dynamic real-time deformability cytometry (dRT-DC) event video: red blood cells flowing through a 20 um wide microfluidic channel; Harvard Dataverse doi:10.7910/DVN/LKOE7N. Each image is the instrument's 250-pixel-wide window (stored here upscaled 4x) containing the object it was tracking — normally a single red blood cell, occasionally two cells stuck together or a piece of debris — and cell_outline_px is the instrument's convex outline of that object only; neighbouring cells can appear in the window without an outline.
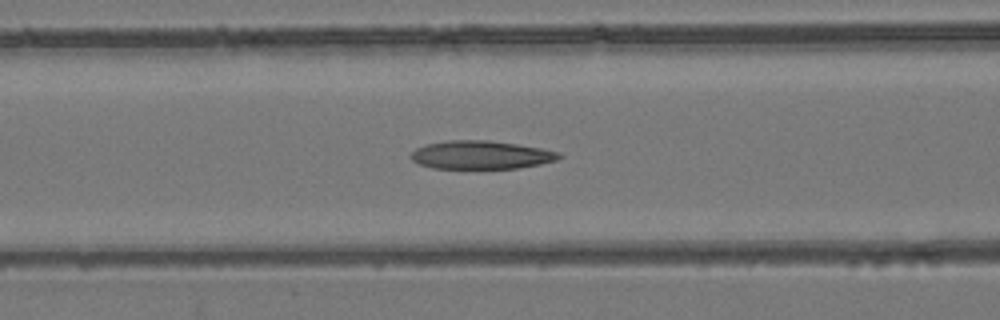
{"species": "common noctule bat (a hibernating species)", "species_latin": "Nyctalus noctula", "temperature_condition": "room temperature", "stored_images_in_passage": 55, "camera_frame_rate_fps": 3000, "um_per_image_px": 0.085, "animal": {"sex": "female", "body_mass_g": 24.6, "forearm_length_mm": 56.2}, "frame": {"image": 1, "passage_image": 23, "time_ms": 7.333, "image_size_px": [1000, 320], "cell_outline_px": [[564, 156], [556, 160], [540, 164], [516, 168], [432, 168], [420, 164], [412, 160], [408, 156], [416, 148], [428, 144], [448, 140], [488, 140], [516, 144], [540, 148], [560, 152]], "centroid_in_image_um": [40.88, 13.16], "position_along_channel_um": 125.7, "area_um2": 24.33}}
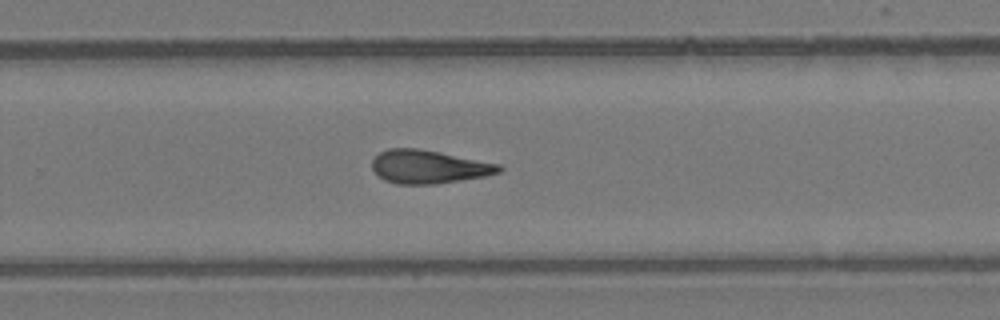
{"frame": {"image": 2, "passage_image": 36, "time_ms": 11.667, "image_size_px": [1000, 320], "cell_outline_px": [[504, 168], [500, 172], [484, 176], [436, 184], [396, 184], [384, 180], [372, 168], [372, 160], [380, 152], [388, 148], [416, 148], [500, 164]], "centroid_in_image_um": [36.42, 14.18], "position_along_channel_um": 293.4, "area_um2": 24.39}}
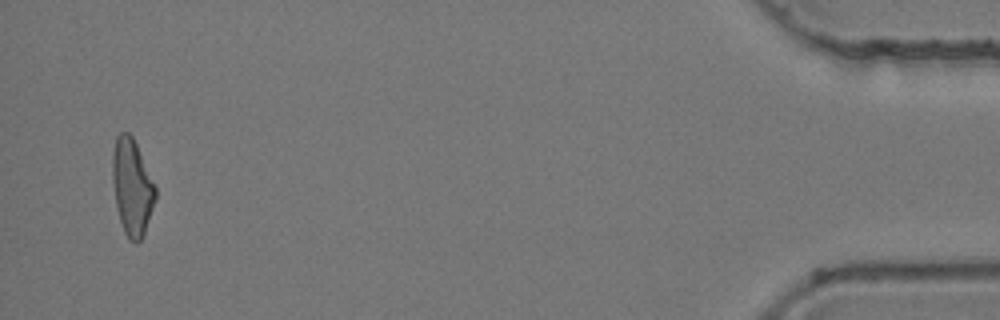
{"frame": {"image": 3, "passage_image": 53, "time_ms": 17.333, "image_size_px": [1000, 320], "cell_outline_px": [[156, 196], [144, 232], [140, 240], [136, 244], [128, 240], [124, 232], [120, 220], [116, 204], [112, 180], [112, 156], [116, 136], [120, 132], [128, 132], [132, 136], [156, 184]], "centroid_in_image_um": [11.22, 15.88], "position_along_channel_um": 424.0, "area_um2": 24.04}, "authors_computed_cell_mechanics": {"area_um2": 24.565, "velocity_mm_per_s": 3.8701, "shape_relaxation_time_tau1_ms": null, "shape_relaxation_time_tau2_ms": 5.2499, "deformation_change_tau1": null, "deformation_change_tau2": 0.1709}}